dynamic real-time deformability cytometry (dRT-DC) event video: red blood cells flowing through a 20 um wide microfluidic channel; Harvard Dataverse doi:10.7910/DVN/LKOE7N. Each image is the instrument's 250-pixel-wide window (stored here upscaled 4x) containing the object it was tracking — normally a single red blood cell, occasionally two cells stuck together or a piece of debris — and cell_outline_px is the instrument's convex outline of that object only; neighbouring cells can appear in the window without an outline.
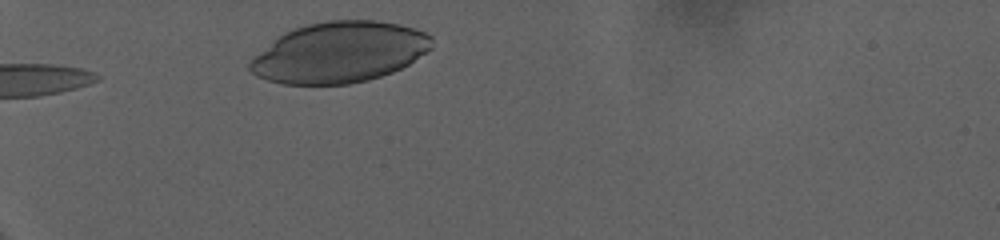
{"species": "human", "species_latin": "Homo sapiens", "temperature_condition": "warm", "stored_images_in_passage": 39, "segment_of_instrument_passage": [1, 2], "camera_frame_rate_fps": 3000, "um_per_image_px": 0.085, "donor": {"sex": "female"}, "frame": {"image": 1, "passage_image": 2, "time_ms": 0.333, "image_size_px": [1000, 240], "cell_outline_px": [[432, 48], [408, 64], [392, 72], [368, 80], [348, 84], [280, 84], [256, 76], [248, 68], [248, 64], [260, 52], [284, 32], [292, 28], [308, 24], [328, 20], [376, 20], [400, 24], [416, 28], [432, 36]], "centroid_in_image_um": [28.87, 4.44], "position_along_channel_um": 56.1, "area_um2": 64.22}}